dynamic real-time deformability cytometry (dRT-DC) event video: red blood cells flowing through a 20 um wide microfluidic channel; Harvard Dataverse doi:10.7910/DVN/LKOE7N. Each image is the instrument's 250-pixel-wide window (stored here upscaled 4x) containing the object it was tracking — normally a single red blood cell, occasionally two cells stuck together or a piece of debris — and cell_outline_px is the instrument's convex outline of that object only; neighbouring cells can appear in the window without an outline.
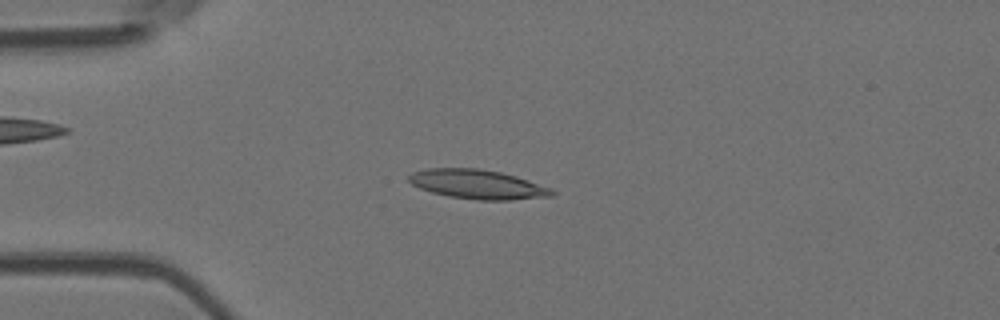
{"species": "Egyptian fruit bat (a non-hibernating species)", "species_latin": "Rousettus aegyptiacus", "temperature_condition": "room temperature", "stored_images_in_passage": 3, "camera_frame_rate_fps": 3000, "um_per_image_px": 0.085, "animal": {"sex": "female"}, "frame": {"image": 1, "passage_image": 1, "time_ms": 0.0, "image_size_px": [1000, 320], "cell_outline_px": [[556, 196], [512, 200], [476, 200], [448, 196], [432, 192], [420, 188], [412, 184], [408, 180], [408, 176], [412, 172], [428, 168], [480, 168], [500, 172], [516, 176], [552, 188], [556, 192]], "centroid_in_image_um": [40.64, 15.67], "position_along_channel_um": 44.4, "area_um2": 24.62}}
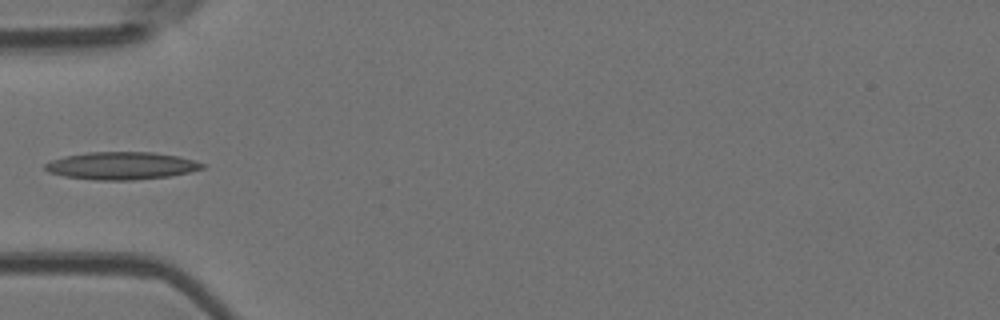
{"frame": {"image": 2, "passage_image": 2, "time_ms": 1.333, "image_size_px": [1000, 320], "cell_outline_px": [[204, 168], [188, 172], [168, 176], [132, 180], [96, 180], [64, 176], [48, 172], [44, 168], [44, 164], [52, 160], [64, 156], [88, 152], [152, 152], [180, 156], [204, 164]], "centroid_in_image_um": [10.29, 14.08], "position_along_channel_um": 74.7, "area_um2": 25.14}}
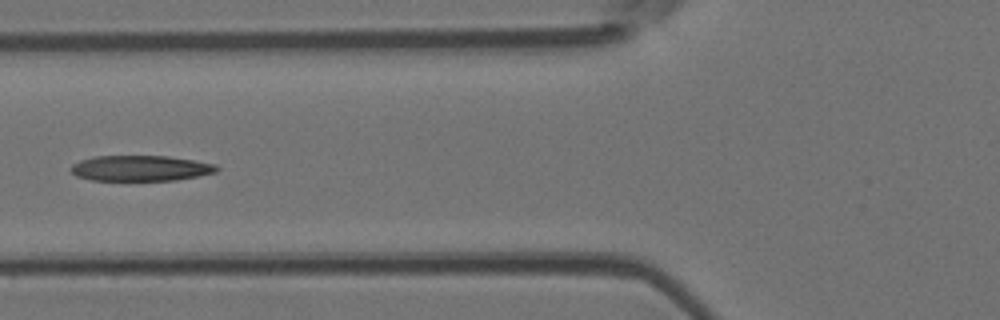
{"frame": {"image": 3, "passage_image": 3, "time_ms": 2.333, "image_size_px": [1000, 320], "cell_outline_px": [[220, 168], [216, 172], [176, 180], [92, 180], [76, 176], [68, 168], [72, 164], [80, 160], [96, 156], [168, 156], [216, 164]], "centroid_in_image_um": [11.92, 14.29], "position_along_channel_um": 113.9, "area_um2": 21.68}}